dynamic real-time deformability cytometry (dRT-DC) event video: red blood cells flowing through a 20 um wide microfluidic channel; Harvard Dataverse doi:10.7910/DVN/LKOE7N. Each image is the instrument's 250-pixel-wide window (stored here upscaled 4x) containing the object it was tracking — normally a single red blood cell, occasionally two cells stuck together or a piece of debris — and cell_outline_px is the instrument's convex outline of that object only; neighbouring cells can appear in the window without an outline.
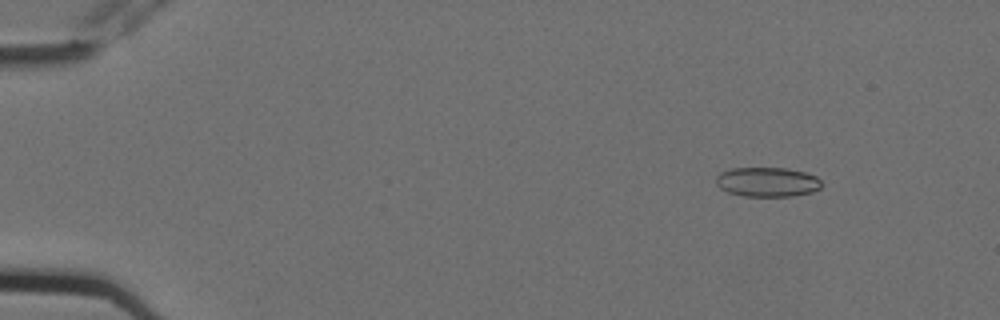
{"species": "Egyptian fruit bat (a non-hibernating species)", "species_latin": "Rousettus aegyptiacus", "temperature_condition": "cold", "stored_images_in_passage": 15, "camera_frame_rate_fps": 3000, "um_per_image_px": 0.085, "animal": {"sex": "female"}, "frame": {"image": 1, "passage_image": 2, "time_ms": 0.333, "image_size_px": [1000, 320], "cell_outline_px": [[820, 188], [812, 192], [792, 196], [744, 196], [728, 192], [720, 188], [716, 184], [716, 176], [720, 172], [732, 168], [788, 168], [804, 172], [816, 176], [820, 180]], "centroid_in_image_um": [65.2, 15.46], "position_along_channel_um": 19.8, "area_um2": 18.15}}
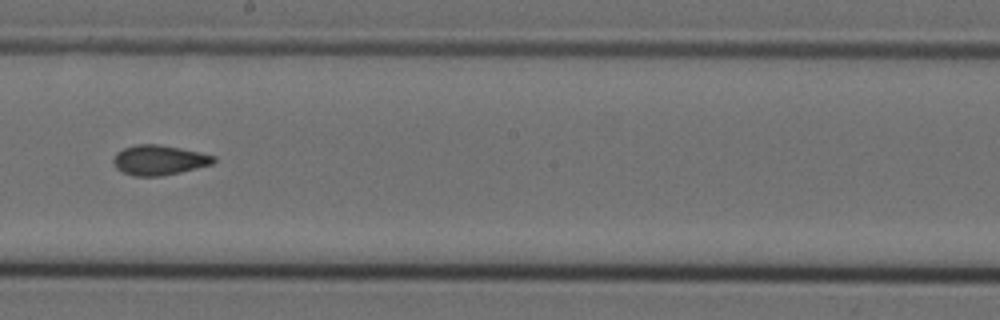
{"frame": {"image": 2, "passage_image": 9, "time_ms": 2.667, "image_size_px": [1000, 320], "cell_outline_px": [[216, 160], [212, 164], [180, 172], [160, 176], [132, 176], [116, 168], [112, 160], [116, 152], [124, 148], [136, 144], [160, 144], [200, 152], [216, 156]], "centroid_in_image_um": [13.51, 13.6], "position_along_channel_um": 234.7, "area_um2": 17.51}}
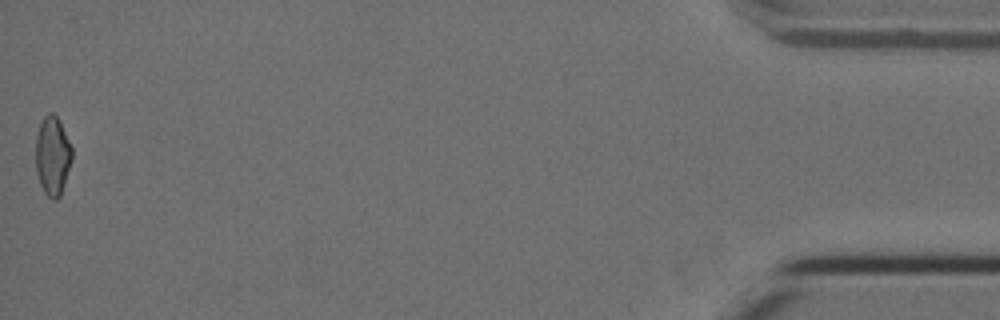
{"frame": {"image": 3, "passage_image": 15, "time_ms": 4.667, "image_size_px": [1000, 320], "cell_outline_px": [[72, 160], [60, 196], [56, 200], [52, 200], [44, 192], [40, 184], [36, 172], [36, 136], [40, 124], [44, 116], [48, 112], [52, 112], [56, 116], [72, 148]], "centroid_in_image_um": [4.45, 13.27], "position_along_channel_um": 430.7, "area_um2": 16.53}}